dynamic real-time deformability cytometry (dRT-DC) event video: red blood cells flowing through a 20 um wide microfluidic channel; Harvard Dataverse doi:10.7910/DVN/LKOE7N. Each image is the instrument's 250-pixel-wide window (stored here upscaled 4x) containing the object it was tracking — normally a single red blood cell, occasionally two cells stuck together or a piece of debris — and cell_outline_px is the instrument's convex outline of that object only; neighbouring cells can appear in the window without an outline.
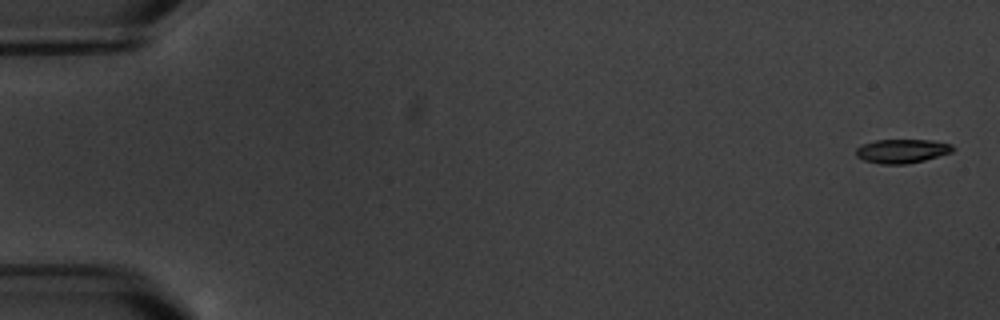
{"species": "common noctule bat (a hibernating species)", "species_latin": "Nyctalus noctula", "temperature_condition": "warm", "stored_images_in_passage": 6, "camera_frame_rate_fps": 3000, "um_per_image_px": 0.085, "animal": {"sex": "male", "body_mass_g": 20.1, "forearm_length_mm": 53.5}, "frame": {"image": 1, "passage_image": 1, "time_ms": 0.0, "image_size_px": [1000, 320], "cell_outline_px": [[956, 148], [952, 152], [924, 160], [908, 164], [880, 164], [864, 160], [856, 156], [856, 148], [860, 144], [876, 140], [932, 140], [952, 144]], "centroid_in_image_um": [76.67, 12.83], "position_along_channel_um": 8.3, "area_um2": 13.64}}
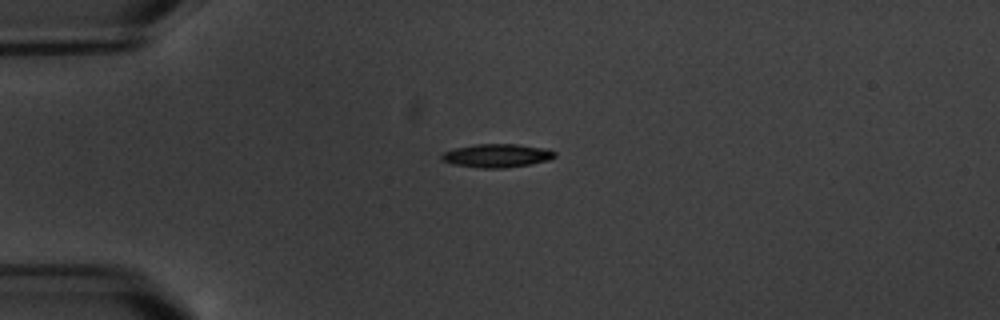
{"frame": {"image": 2, "passage_image": 5, "time_ms": 4.667, "image_size_px": [1000, 320], "cell_outline_px": [[556, 156], [548, 160], [528, 164], [504, 168], [480, 168], [452, 164], [440, 160], [440, 156], [444, 152], [456, 148], [476, 144], [516, 144], [544, 148], [556, 152]], "centroid_in_image_um": [42.2, 13.23], "position_along_channel_um": 42.8, "area_um2": 15.37}}